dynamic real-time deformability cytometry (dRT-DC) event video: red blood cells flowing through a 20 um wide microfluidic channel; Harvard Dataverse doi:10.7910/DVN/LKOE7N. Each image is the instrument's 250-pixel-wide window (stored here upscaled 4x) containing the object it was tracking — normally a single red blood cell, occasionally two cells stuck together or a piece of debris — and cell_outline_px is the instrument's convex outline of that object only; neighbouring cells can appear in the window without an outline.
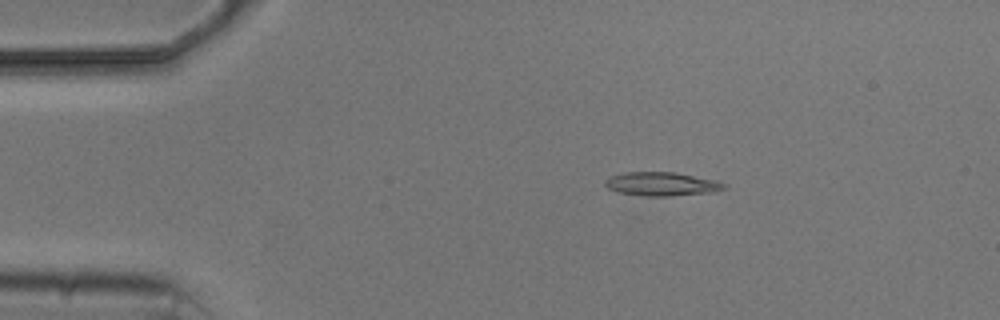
{"species": "common noctule bat (a hibernating species)", "species_latin": "Nyctalus noctula", "temperature_condition": "cold", "stored_images_in_passage": 4, "camera_frame_rate_fps": 3000, "um_per_image_px": 0.085, "animal": {"sex": "male", "body_mass_g": 20.5, "forearm_length_mm": 52.5}, "frame": {"image": 1, "passage_image": 1, "time_ms": 0.0, "image_size_px": [1000, 320], "cell_outline_px": [[728, 188], [716, 192], [668, 196], [644, 196], [620, 192], [608, 188], [604, 184], [604, 180], [612, 176], [624, 172], [676, 172], [716, 180], [728, 184]], "centroid_in_image_um": [56.32, 15.64], "position_along_channel_um": 28.7, "area_um2": 16.59}}
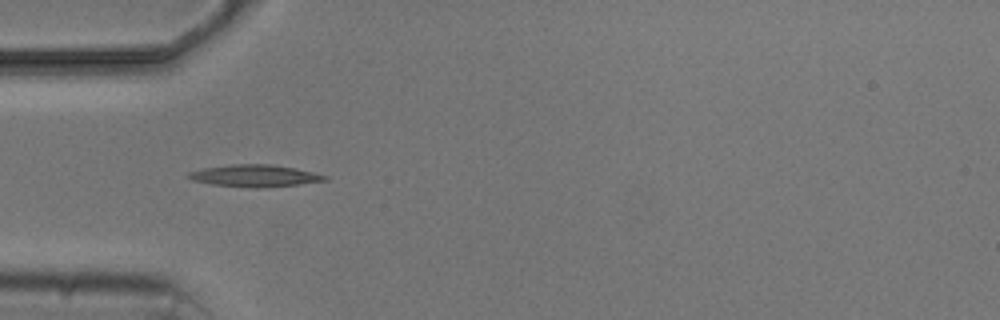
{"frame": {"image": 2, "passage_image": 3, "time_ms": 2.333, "image_size_px": [1000, 320], "cell_outline_px": [[328, 180], [300, 184], [252, 188], [212, 184], [192, 180], [188, 176], [188, 172], [204, 168], [232, 164], [272, 164], [296, 168], [328, 176]], "centroid_in_image_um": [21.67, 14.93], "position_along_channel_um": 63.3, "area_um2": 17.34}}
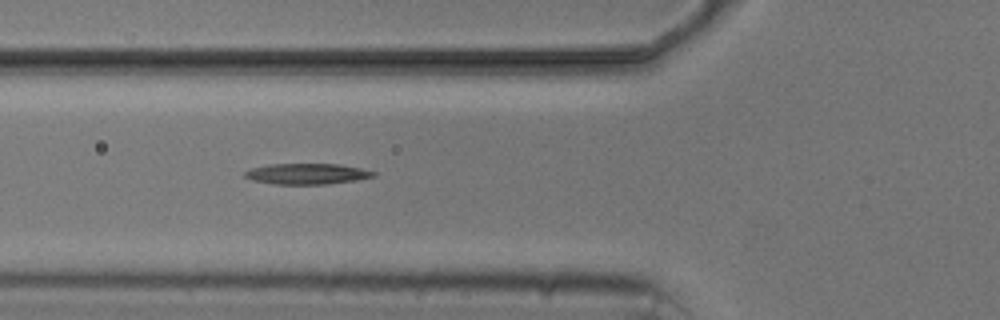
{"frame": {"image": 3, "passage_image": 4, "time_ms": 3.333, "image_size_px": [1000, 320], "cell_outline_px": [[376, 176], [356, 180], [328, 184], [272, 184], [252, 180], [244, 176], [244, 172], [252, 168], [268, 164], [340, 164], [360, 168], [376, 172]], "centroid_in_image_um": [26.09, 14.78], "position_along_channel_um": 99.7, "area_um2": 15.61}}